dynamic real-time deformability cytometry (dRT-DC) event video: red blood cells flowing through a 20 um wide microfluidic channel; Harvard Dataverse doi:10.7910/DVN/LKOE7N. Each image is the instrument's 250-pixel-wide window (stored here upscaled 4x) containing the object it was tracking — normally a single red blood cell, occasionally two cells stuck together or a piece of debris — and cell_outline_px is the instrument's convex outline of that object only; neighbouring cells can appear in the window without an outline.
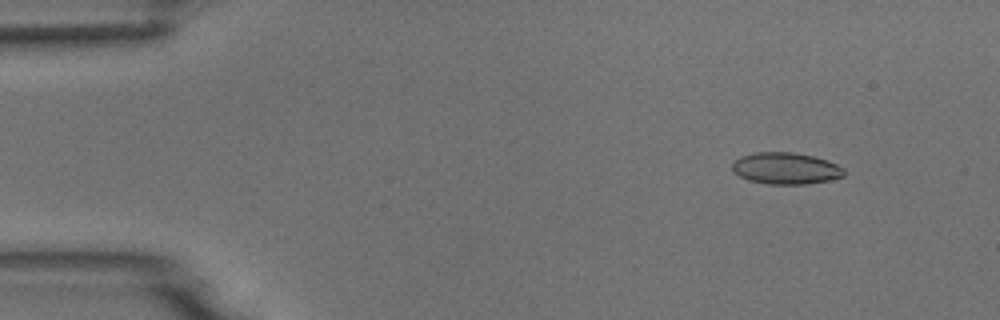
{"species": "common noctule bat (a hibernating species)", "species_latin": "Nyctalus noctula", "temperature_condition": "room temperature", "stored_images_in_passage": 7, "camera_frame_rate_fps": 3000, "um_per_image_px": 0.085, "animal": {"sex": "male", "body_mass_g": 18.8}, "frame": {"image": 1, "passage_image": 2, "time_ms": 0.333, "image_size_px": [1000, 320], "cell_outline_px": [[844, 176], [832, 180], [808, 184], [768, 184], [748, 180], [732, 172], [732, 160], [740, 156], [756, 152], [792, 152], [812, 156], [828, 160], [844, 168]], "centroid_in_image_um": [66.77, 14.31], "position_along_channel_um": 18.2, "area_um2": 20.87}}
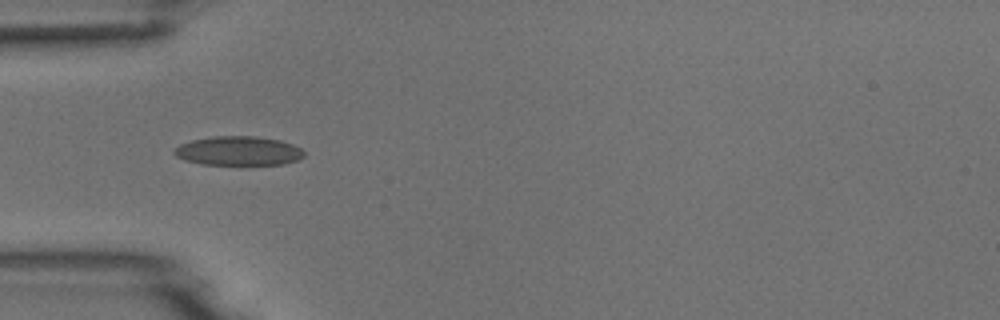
{"frame": {"image": 2, "passage_image": 5, "time_ms": 1.333, "image_size_px": [1000, 320], "cell_outline_px": [[304, 156], [300, 160], [284, 164], [240, 168], [200, 164], [184, 160], [176, 156], [172, 152], [180, 144], [192, 140], [212, 136], [256, 136], [280, 140], [292, 144], [300, 148], [304, 152]], "centroid_in_image_um": [20.29, 12.89], "position_along_channel_um": 64.7, "area_um2": 23.29}}
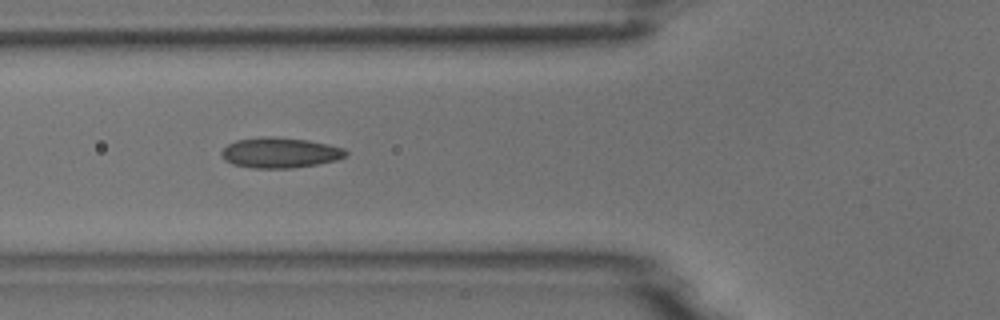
{"frame": {"image": 3, "passage_image": 6, "time_ms": 1.667, "image_size_px": [1000, 320], "cell_outline_px": [[348, 156], [336, 160], [316, 164], [292, 168], [252, 168], [232, 164], [224, 160], [220, 152], [228, 144], [236, 140], [264, 136], [272, 136], [308, 140], [328, 144], [344, 148], [348, 152]], "centroid_in_image_um": [23.8, 12.98], "position_along_channel_um": 102.0, "area_um2": 22.14}}